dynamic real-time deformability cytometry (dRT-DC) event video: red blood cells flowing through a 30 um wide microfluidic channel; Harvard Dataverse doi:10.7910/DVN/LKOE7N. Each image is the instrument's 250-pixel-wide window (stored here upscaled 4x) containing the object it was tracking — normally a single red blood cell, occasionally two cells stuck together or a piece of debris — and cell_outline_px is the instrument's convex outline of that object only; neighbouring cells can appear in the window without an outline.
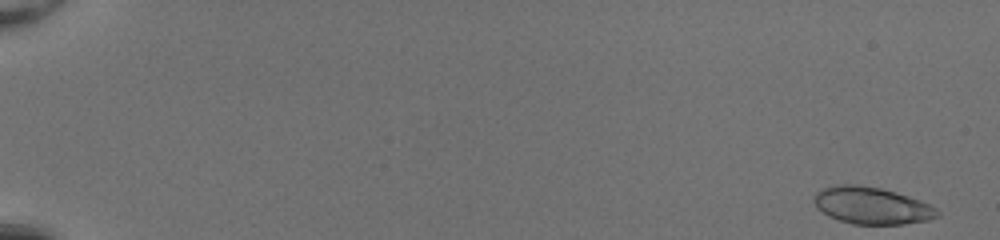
{"species": "common noctule bat (a hibernating species)", "species_latin": "Nyctalus noctula", "temperature_condition": "room temperature", "stored_images_in_passage": 50, "camera_frame_rate_fps": 3000, "um_per_image_px": 0.085, "animal": {"sex": "female", "body_mass_g": 20.0, "forearm_length_mm": 54.0}, "frame": {"image": 1, "passage_image": 1, "time_ms": 0.0, "image_size_px": [1000, 240], "cell_outline_px": [[940, 216], [928, 220], [904, 224], [852, 224], [828, 216], [816, 208], [812, 200], [812, 196], [820, 188], [836, 184], [856, 184], [880, 188], [896, 192], [920, 200], [936, 208], [940, 212]], "centroid_in_image_um": [74.05, 17.46], "position_along_channel_um": 11.0, "area_um2": 26.93}}
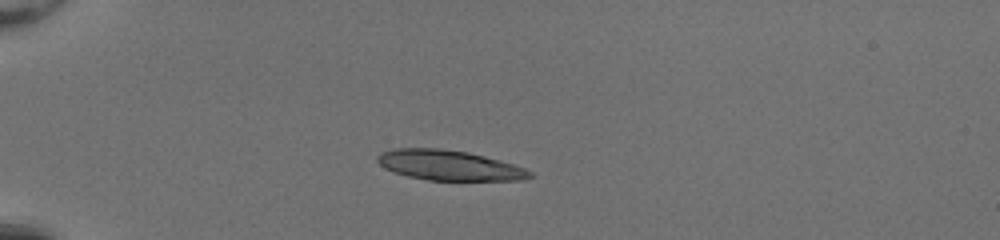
{"frame": {"image": 2, "passage_image": 15, "time_ms": 4.667, "image_size_px": [1000, 240], "cell_outline_px": [[536, 176], [524, 180], [428, 180], [408, 176], [384, 168], [376, 160], [376, 156], [380, 152], [392, 148], [436, 148], [468, 152], [500, 160], [524, 168], [532, 172]], "centroid_in_image_um": [38.17, 14.05], "position_along_channel_um": 46.8, "area_um2": 26.76}}